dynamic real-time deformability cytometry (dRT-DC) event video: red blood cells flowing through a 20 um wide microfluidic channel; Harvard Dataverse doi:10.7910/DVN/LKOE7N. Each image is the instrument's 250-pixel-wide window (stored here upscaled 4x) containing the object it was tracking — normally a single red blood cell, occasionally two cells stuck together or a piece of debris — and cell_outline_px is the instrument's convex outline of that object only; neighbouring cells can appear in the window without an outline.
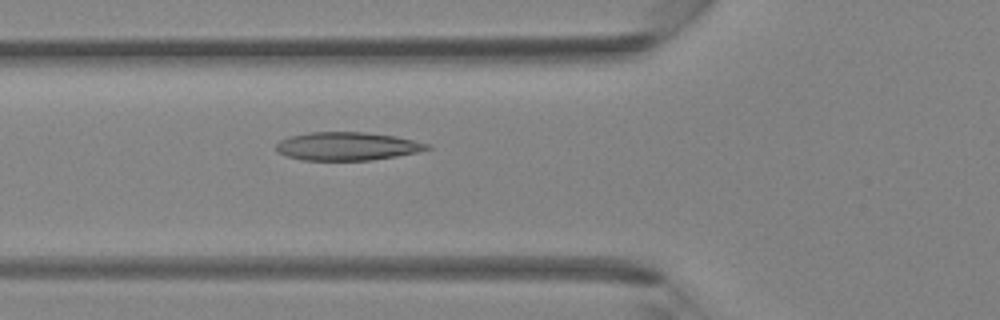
{"species": "Egyptian fruit bat (a non-hibernating species)", "species_latin": "Rousettus aegyptiacus", "temperature_condition": "room temperature", "stored_images_in_passage": 41, "camera_frame_rate_fps": 3000, "um_per_image_px": 0.085, "animal": {"sex": "female"}, "frame": {"image": 1, "passage_image": 15, "time_ms": 4.667, "image_size_px": [1000, 320], "cell_outline_px": [[432, 148], [416, 152], [396, 156], [372, 160], [300, 160], [284, 156], [276, 152], [276, 144], [280, 140], [292, 136], [308, 132], [364, 132], [392, 136], [432, 144]], "centroid_in_image_um": [29.47, 12.44], "position_along_channel_um": 96.3, "area_um2": 24.85}}
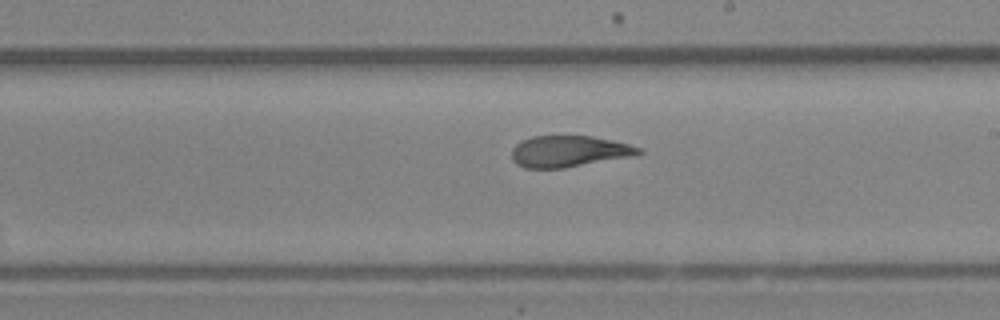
{"frame": {"image": 2, "passage_image": 24, "time_ms": 7.667, "image_size_px": [1000, 320], "cell_outline_px": [[644, 152], [632, 156], [564, 168], [524, 168], [516, 164], [512, 160], [512, 148], [516, 144], [532, 136], [592, 136], [612, 140], [628, 144], [640, 148]], "centroid_in_image_um": [48.34, 12.87], "position_along_channel_um": 240.7, "area_um2": 23.06}}
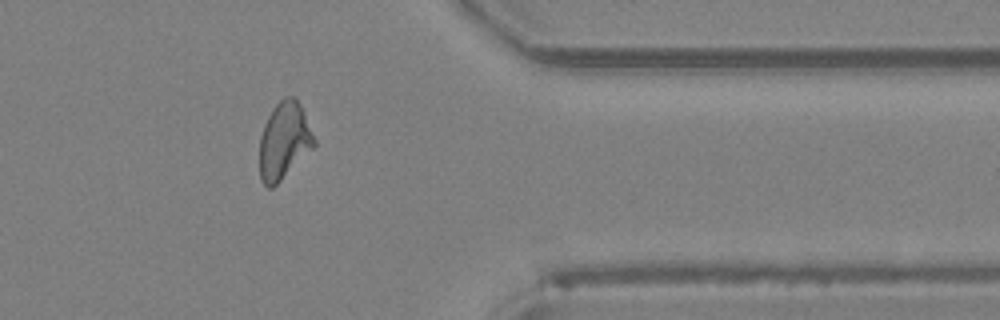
{"frame": {"image": 3, "passage_image": 34, "time_ms": 11.0, "image_size_px": [1000, 320], "cell_outline_px": [[316, 144], [272, 188], [268, 188], [260, 180], [260, 136], [264, 124], [272, 108], [284, 96], [296, 96], [304, 112], [316, 140]], "centroid_in_image_um": [24.14, 11.93], "position_along_channel_um": 387.3, "area_um2": 24.28}}